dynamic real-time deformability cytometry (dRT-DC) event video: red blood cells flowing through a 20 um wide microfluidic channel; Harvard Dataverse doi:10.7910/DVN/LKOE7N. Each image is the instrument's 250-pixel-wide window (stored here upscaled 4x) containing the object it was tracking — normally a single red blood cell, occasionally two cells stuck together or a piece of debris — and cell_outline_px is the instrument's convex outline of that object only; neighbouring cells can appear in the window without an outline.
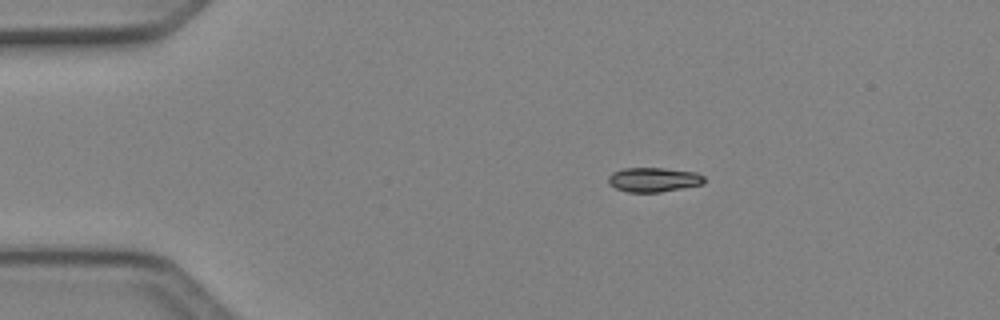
{"species": "Egyptian fruit bat (a non-hibernating species)", "species_latin": "Rousettus aegyptiacus", "temperature_condition": "cold", "stored_images_in_passage": 3, "camera_frame_rate_fps": 3000, "um_per_image_px": 0.085, "animal": {"sex": "female"}, "frame": {"image": 1, "passage_image": 1, "time_ms": 0.0, "image_size_px": [1000, 320], "cell_outline_px": [[704, 184], [660, 192], [628, 192], [616, 188], [608, 184], [608, 176], [612, 172], [624, 168], [664, 168], [696, 172], [704, 176]], "centroid_in_image_um": [55.54, 15.27], "position_along_channel_um": 29.5, "area_um2": 13.7}}
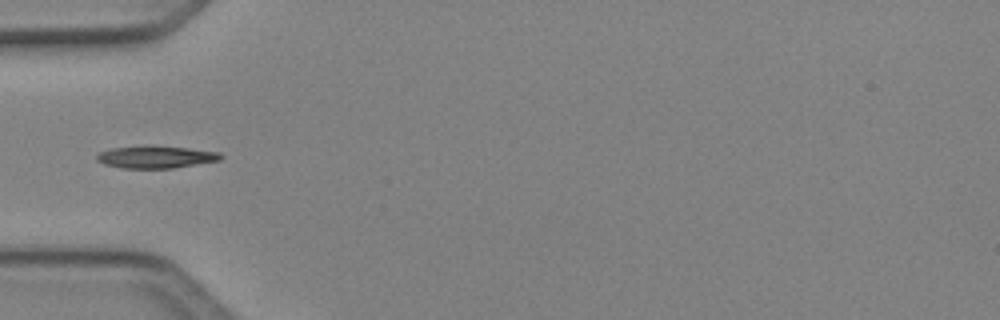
{"frame": {"image": 2, "passage_image": 3, "time_ms": 0.667, "image_size_px": [1000, 320], "cell_outline_px": [[224, 156], [220, 160], [172, 168], [120, 168], [104, 164], [96, 160], [96, 156], [100, 152], [112, 148], [188, 148], [220, 152]], "centroid_in_image_um": [13.27, 13.38], "position_along_channel_um": 71.7, "area_um2": 15.26}}